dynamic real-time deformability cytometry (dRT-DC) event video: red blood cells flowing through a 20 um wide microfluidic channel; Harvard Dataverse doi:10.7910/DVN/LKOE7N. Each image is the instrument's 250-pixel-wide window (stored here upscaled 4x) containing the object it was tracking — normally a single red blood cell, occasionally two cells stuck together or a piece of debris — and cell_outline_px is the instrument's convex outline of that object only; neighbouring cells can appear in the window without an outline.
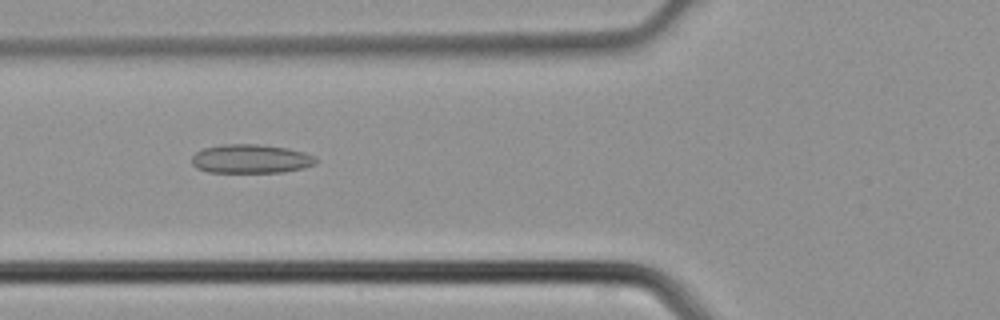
{"species": "common noctule bat (a hibernating species)", "species_latin": "Nyctalus noctula", "temperature_condition": "cold", "stored_images_in_passage": 5, "camera_frame_rate_fps": 3000, "um_per_image_px": 0.085, "animal": {"sex": "male", "body_mass_g": 21.5, "forearm_length_mm": 52.0}, "frame": {"image": 1, "passage_image": 5, "time_ms": 1.333, "image_size_px": [1000, 320], "cell_outline_px": [[316, 164], [304, 168], [284, 172], [208, 172], [196, 168], [192, 164], [192, 156], [196, 152], [204, 148], [224, 144], [260, 144], [288, 148], [304, 152], [312, 156], [316, 160]], "centroid_in_image_um": [21.31, 13.5], "position_along_channel_um": 104.5, "area_um2": 20.92}}